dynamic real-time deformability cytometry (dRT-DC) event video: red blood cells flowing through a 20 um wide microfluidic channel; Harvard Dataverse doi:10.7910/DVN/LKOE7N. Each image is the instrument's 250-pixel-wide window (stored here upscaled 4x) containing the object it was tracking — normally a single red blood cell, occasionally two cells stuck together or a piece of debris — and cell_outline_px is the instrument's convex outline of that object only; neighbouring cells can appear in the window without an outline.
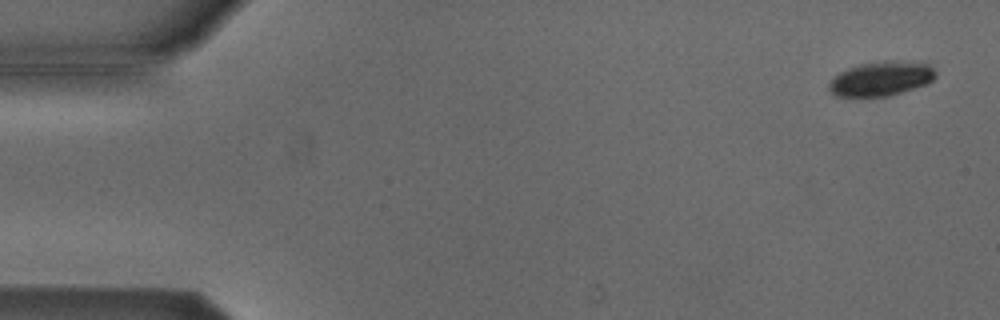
{"species": "Egyptian fruit bat (a non-hibernating species)", "species_latin": "Rousettus aegyptiacus", "temperature_condition": "cold", "stored_images_in_passage": 54, "camera_frame_rate_fps": 3000, "um_per_image_px": 0.085, "animal": {"sex": "male"}, "frame": {"image": 1, "passage_image": 3, "time_ms": 0.667, "image_size_px": [1000, 320], "cell_outline_px": [[936, 76], [932, 80], [924, 84], [888, 96], [832, 96], [828, 92], [828, 84], [840, 72], [848, 68], [860, 64], [880, 60], [896, 60], [928, 64], [936, 72]], "centroid_in_image_um": [74.85, 6.67], "position_along_channel_um": 10.2, "area_um2": 21.27}}
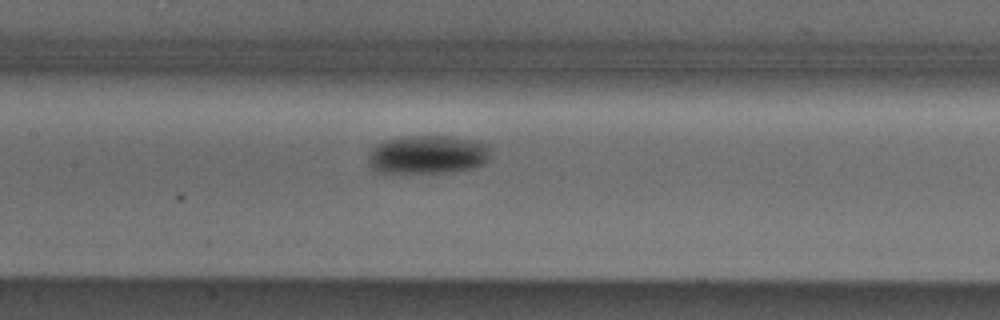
{"frame": {"image": 2, "passage_image": 26, "time_ms": 8.333, "image_size_px": [1000, 320], "cell_outline_px": [[488, 156], [484, 164], [472, 168], [452, 172], [376, 172], [368, 164], [368, 152], [376, 144], [388, 140], [404, 136], [452, 136], [472, 140], [484, 144], [488, 148]], "centroid_in_image_um": [36.3, 13.14], "position_along_channel_um": 171.1, "area_um2": 27.28}}
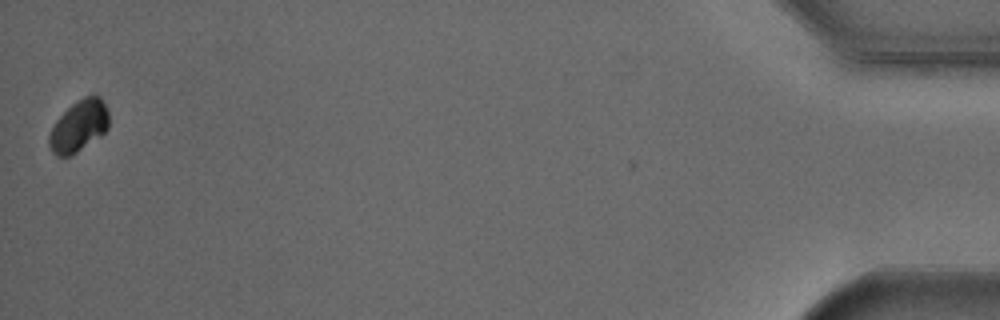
{"frame": {"image": 3, "passage_image": 54, "time_ms": 17.667, "image_size_px": [1000, 320], "cell_outline_px": [[108, 128], [100, 136], [76, 152], [68, 156], [56, 156], [52, 152], [48, 144], [48, 136], [56, 120], [72, 104], [84, 96], [92, 92], [100, 96], [108, 112]], "centroid_in_image_um": [6.7, 10.68], "position_along_channel_um": 428.5, "area_um2": 17.86}, "authors_computed_cell_mechanics": {"area_um2": 23.409, "velocity_mm_per_s": 3.8093, "shape_relaxation_time_tau1_ms": 0.9022, "shape_relaxation_time_tau2_ms": null, "deformation_change_tau1": 0.0631, "deformation_change_tau2": null}}